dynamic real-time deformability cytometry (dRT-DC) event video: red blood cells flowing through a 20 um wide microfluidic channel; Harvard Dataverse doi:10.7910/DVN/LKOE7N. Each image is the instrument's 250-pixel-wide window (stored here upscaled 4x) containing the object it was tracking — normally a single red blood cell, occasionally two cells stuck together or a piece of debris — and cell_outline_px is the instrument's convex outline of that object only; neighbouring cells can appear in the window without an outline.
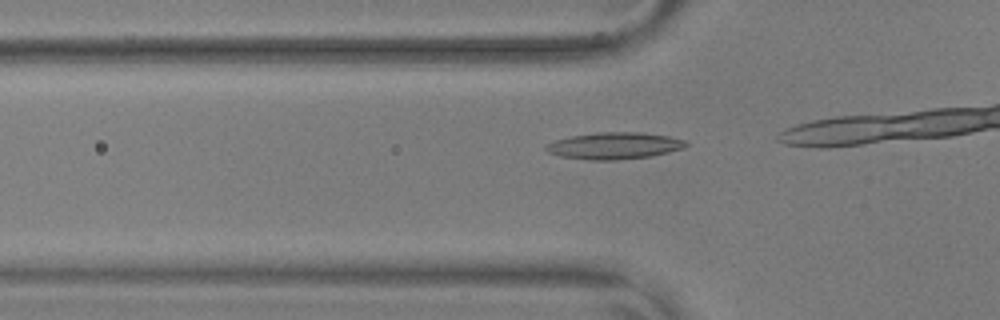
{"species": "common noctule bat (a hibernating species)", "species_latin": "Nyctalus noctula", "temperature_condition": "warm", "stored_images_in_passage": 15, "camera_frame_rate_fps": 3000, "um_per_image_px": 0.085, "animal": {"sex": "male", "body_mass_g": 17.9, "forearm_length_mm": 54.2}, "frame": {"image": 1, "passage_image": 12, "time_ms": 3.667, "image_size_px": [1000, 320], "cell_outline_px": [[688, 144], [684, 148], [668, 152], [648, 156], [612, 160], [592, 160], [560, 156], [548, 152], [544, 148], [544, 144], [552, 140], [572, 136], [596, 132], [636, 132], [668, 136], [684, 140]], "centroid_in_image_um": [52.15, 12.38], "position_along_channel_um": 73.7, "area_um2": 21.68}}